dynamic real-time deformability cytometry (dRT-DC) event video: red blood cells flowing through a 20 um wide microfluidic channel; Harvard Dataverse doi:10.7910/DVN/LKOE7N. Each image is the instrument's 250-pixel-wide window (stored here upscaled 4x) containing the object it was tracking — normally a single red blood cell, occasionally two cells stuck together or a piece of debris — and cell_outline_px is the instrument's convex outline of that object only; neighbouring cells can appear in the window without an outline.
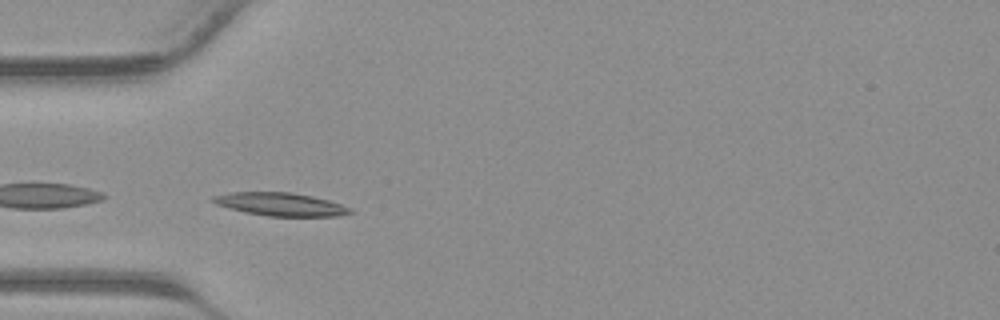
{"species": "common noctule bat (a hibernating species)", "species_latin": "Nyctalus noctula", "temperature_condition": "warm", "stored_images_in_passage": 30, "camera_frame_rate_fps": 3000, "um_per_image_px": 0.085, "animal": {"sex": "male", "body_mass_g": 23.1, "forearm_length_mm": 52.7}, "frame": {"image": 1, "passage_image": 2, "time_ms": 0.333, "image_size_px": [1000, 320], "cell_outline_px": [[352, 212], [336, 216], [268, 216], [244, 212], [228, 208], [216, 204], [208, 200], [212, 196], [232, 192], [292, 192], [312, 196], [328, 200], [352, 208]], "centroid_in_image_um": [23.79, 17.36], "position_along_channel_um": 61.2, "area_um2": 18.5}}
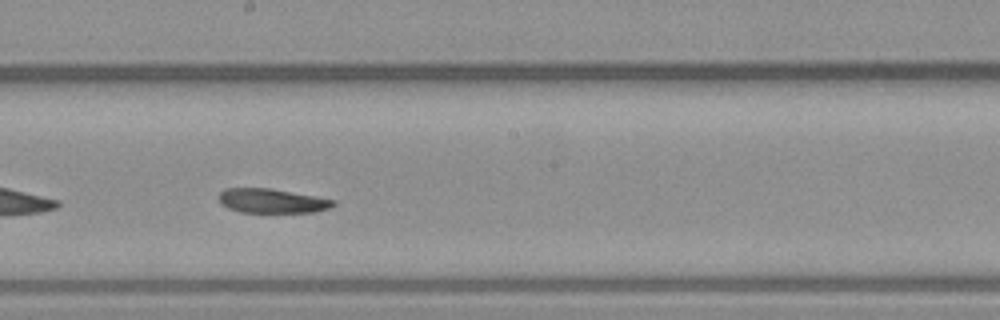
{"frame": {"image": 2, "passage_image": 12, "time_ms": 3.667, "image_size_px": [1000, 320], "cell_outline_px": [[336, 204], [328, 208], [316, 212], [240, 212], [228, 208], [220, 204], [220, 192], [224, 188], [272, 188], [336, 200]], "centroid_in_image_um": [23.11, 17.07], "position_along_channel_um": 225.1, "area_um2": 16.24}}
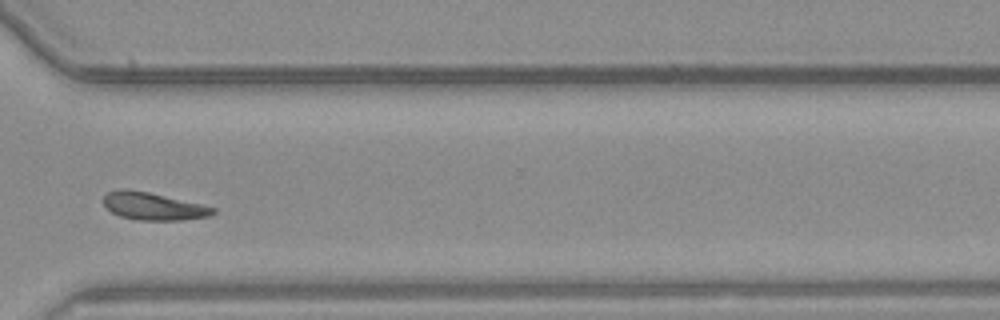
{"frame": {"image": 3, "passage_image": 20, "time_ms": 6.333, "image_size_px": [1000, 320], "cell_outline_px": [[216, 212], [208, 216], [184, 220], [140, 220], [120, 216], [112, 212], [104, 204], [104, 196], [108, 192], [120, 188], [124, 188], [148, 192], [200, 204], [216, 208]], "centroid_in_image_um": [13.02, 17.53], "position_along_channel_um": 357.6, "area_um2": 17.34}}